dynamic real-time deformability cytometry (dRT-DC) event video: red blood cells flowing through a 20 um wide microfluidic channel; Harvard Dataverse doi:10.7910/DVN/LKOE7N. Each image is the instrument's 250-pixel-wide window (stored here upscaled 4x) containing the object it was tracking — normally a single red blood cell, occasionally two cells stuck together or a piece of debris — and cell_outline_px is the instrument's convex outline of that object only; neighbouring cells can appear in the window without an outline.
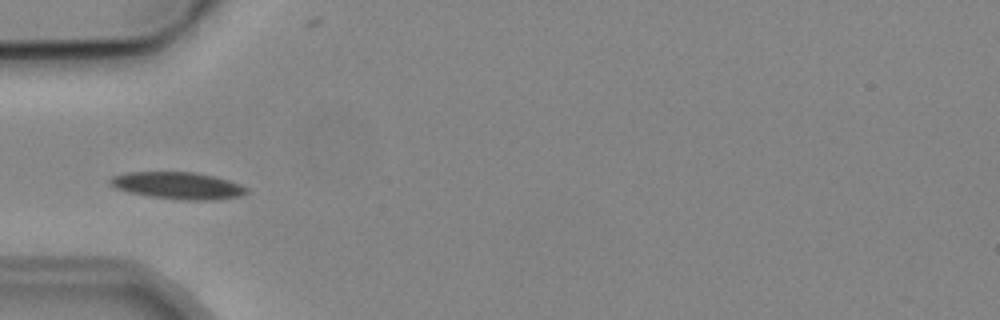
{"species": "common noctule bat (a hibernating species)", "species_latin": "Nyctalus noctula", "temperature_condition": "cold", "stored_images_in_passage": 3, "camera_frame_rate_fps": 3000, "um_per_image_px": 0.085, "animal": {"sex": "male", "body_mass_g": 19.2, "forearm_length_mm": 51.8}, "frame": {"image": 1, "passage_image": 3, "time_ms": 3.333, "image_size_px": [1000, 320], "cell_outline_px": [[248, 192], [240, 196], [212, 200], [184, 200], [148, 196], [128, 192], [116, 188], [108, 184], [108, 180], [112, 176], [128, 172], [192, 172], [212, 176], [228, 180], [248, 188]], "centroid_in_image_um": [15.07, 15.78], "position_along_channel_um": 69.9, "area_um2": 21.39}}